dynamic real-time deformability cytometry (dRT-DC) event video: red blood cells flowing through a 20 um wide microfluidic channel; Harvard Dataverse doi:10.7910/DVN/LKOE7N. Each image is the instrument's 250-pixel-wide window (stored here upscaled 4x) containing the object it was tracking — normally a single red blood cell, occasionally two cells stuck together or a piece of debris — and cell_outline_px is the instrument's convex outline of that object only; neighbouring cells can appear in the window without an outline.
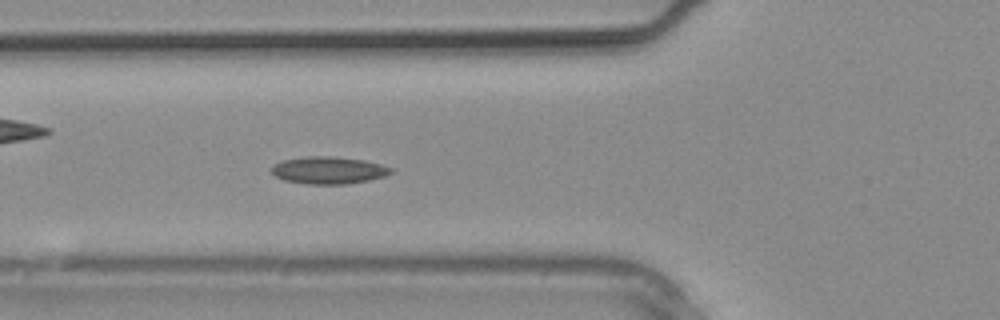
{"species": "common noctule bat (a hibernating species)", "species_latin": "Nyctalus noctula", "temperature_condition": "warm", "stored_images_in_passage": 8, "camera_frame_rate_fps": 3000, "um_per_image_px": 0.085, "animal": {"sex": "male", "body_mass_g": 20.4}, "frame": {"image": 1, "passage_image": 8, "time_ms": 2.333, "image_size_px": [1000, 320], "cell_outline_px": [[392, 172], [384, 176], [368, 180], [348, 184], [308, 184], [284, 180], [276, 176], [272, 172], [272, 164], [280, 160], [308, 156], [332, 156], [364, 160], [380, 164], [392, 168]], "centroid_in_image_um": [27.9, 14.46], "position_along_channel_um": 97.9, "area_um2": 18.96}}